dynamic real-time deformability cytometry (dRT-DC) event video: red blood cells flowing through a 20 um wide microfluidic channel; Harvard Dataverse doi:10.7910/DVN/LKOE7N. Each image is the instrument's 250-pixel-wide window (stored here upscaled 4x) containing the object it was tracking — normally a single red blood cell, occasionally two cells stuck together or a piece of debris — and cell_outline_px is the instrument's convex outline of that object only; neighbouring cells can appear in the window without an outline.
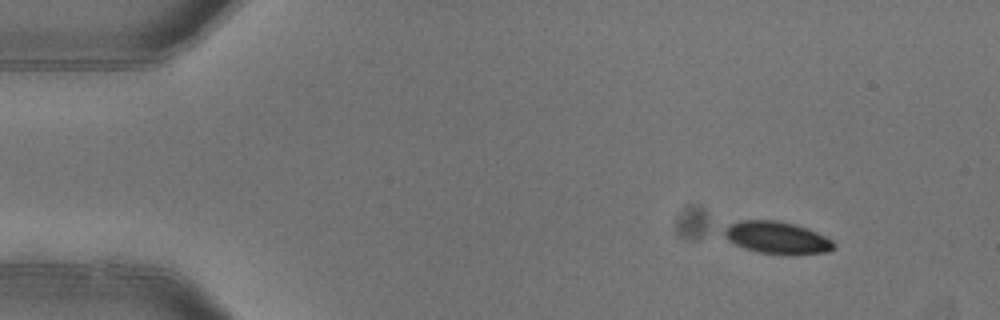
{"species": "common noctule bat (a hibernating species)", "species_latin": "Nyctalus noctula", "temperature_condition": "warm", "stored_images_in_passage": 3, "camera_frame_rate_fps": 3000, "um_per_image_px": 0.085, "animal": {"sex": "female"}, "frame": {"image": 1, "passage_image": 1, "time_ms": 0.0, "image_size_px": [1000, 320], "cell_outline_px": [[836, 248], [828, 252], [800, 256], [760, 252], [744, 248], [728, 240], [724, 236], [724, 228], [728, 224], [740, 220], [780, 220], [796, 224], [808, 228], [832, 240], [836, 244]], "centroid_in_image_um": [66.09, 20.21], "position_along_channel_um": 18.9, "area_um2": 21.04}}
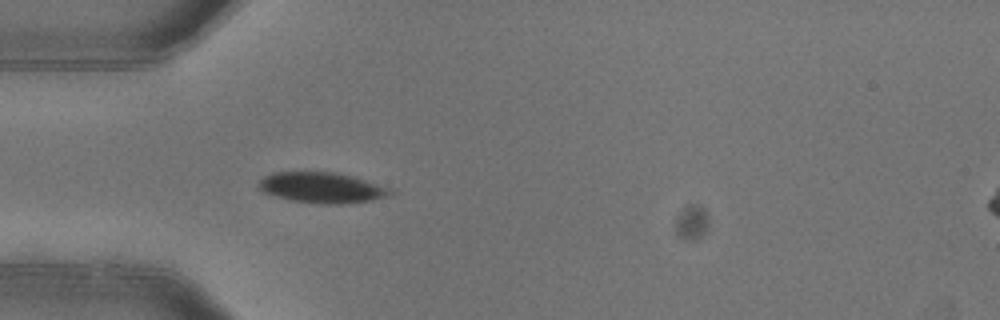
{"frame": {"image": 2, "passage_image": 3, "time_ms": 0.667, "image_size_px": [1000, 320], "cell_outline_px": [[396, 192], [392, 196], [372, 200], [340, 204], [320, 204], [292, 200], [276, 196], [264, 192], [260, 188], [260, 180], [264, 176], [272, 172], [336, 172], [352, 176], [388, 188]], "centroid_in_image_um": [27.39, 15.95], "position_along_channel_um": 57.6, "area_um2": 23.29}}